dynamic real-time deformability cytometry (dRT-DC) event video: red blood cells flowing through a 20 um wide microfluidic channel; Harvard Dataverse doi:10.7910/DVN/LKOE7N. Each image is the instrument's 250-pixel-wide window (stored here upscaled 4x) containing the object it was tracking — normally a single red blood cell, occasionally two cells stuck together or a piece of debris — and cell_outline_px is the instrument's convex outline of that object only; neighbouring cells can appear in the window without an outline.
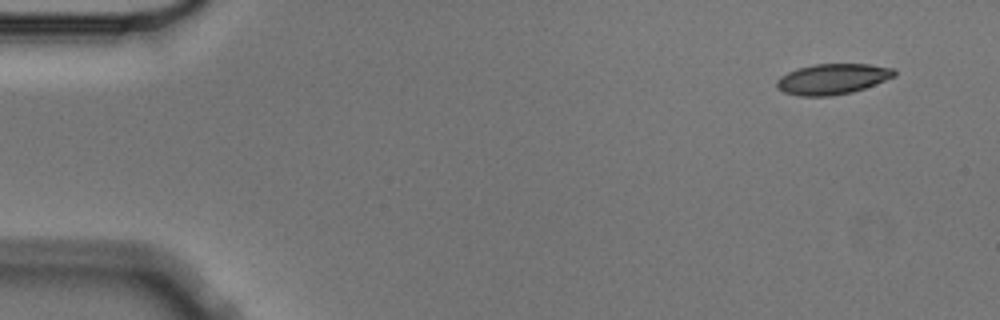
{"species": "Egyptian fruit bat (a non-hibernating species)", "species_latin": "Rousettus aegyptiacus", "temperature_condition": "cold", "stored_images_in_passage": 5, "camera_frame_rate_fps": 3000, "um_per_image_px": 0.085, "animal": {"sex": "male"}, "frame": {"image": 1, "passage_image": 1, "time_ms": 0.0, "image_size_px": [1000, 320], "cell_outline_px": [[896, 76], [864, 88], [852, 92], [828, 96], [800, 96], [784, 92], [776, 88], [776, 80], [780, 76], [788, 72], [812, 64], [868, 64], [892, 68], [896, 72]], "centroid_in_image_um": [70.74, 6.71], "position_along_channel_um": 14.3, "area_um2": 20.87}}
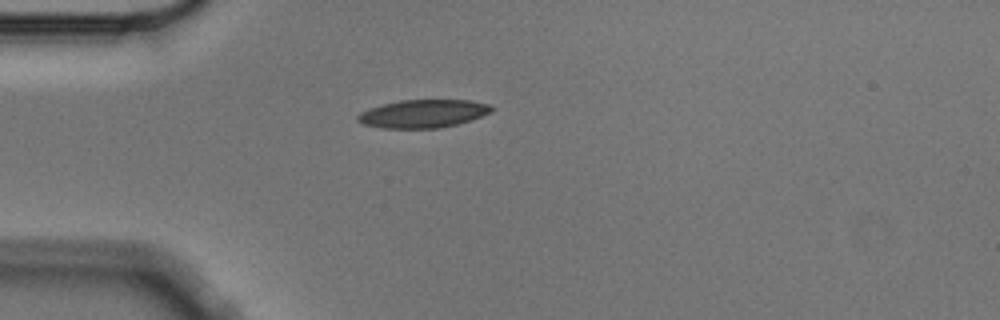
{"frame": {"image": 2, "passage_image": 4, "time_ms": 1.0, "image_size_px": [1000, 320], "cell_outline_px": [[496, 108], [492, 112], [456, 124], [436, 128], [380, 128], [364, 124], [356, 120], [356, 116], [360, 112], [368, 108], [400, 100], [468, 100], [488, 104]], "centroid_in_image_um": [35.93, 9.66], "position_along_channel_um": 49.1, "area_um2": 21.79}}